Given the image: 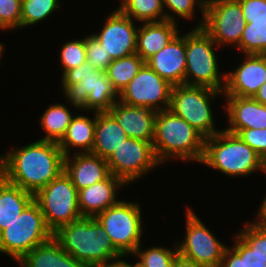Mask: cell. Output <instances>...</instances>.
Returning a JSON list of instances; mask_svg holds the SVG:
<instances>
[{"mask_svg":"<svg viewBox=\"0 0 266 267\" xmlns=\"http://www.w3.org/2000/svg\"><path fill=\"white\" fill-rule=\"evenodd\" d=\"M20 267H89L69 255L52 237L16 262Z\"/></svg>","mask_w":266,"mask_h":267,"instance_id":"24","label":"cell"},{"mask_svg":"<svg viewBox=\"0 0 266 267\" xmlns=\"http://www.w3.org/2000/svg\"><path fill=\"white\" fill-rule=\"evenodd\" d=\"M172 248L162 246H152L142 249V243L137 247L136 252L132 255L145 267H173V261L178 254L177 243L173 242Z\"/></svg>","mask_w":266,"mask_h":267,"instance_id":"33","label":"cell"},{"mask_svg":"<svg viewBox=\"0 0 266 267\" xmlns=\"http://www.w3.org/2000/svg\"><path fill=\"white\" fill-rule=\"evenodd\" d=\"M5 44H3V43H1L0 42V61H1V57L3 56V52L5 51L4 49H6L5 47L6 46H4Z\"/></svg>","mask_w":266,"mask_h":267,"instance_id":"46","label":"cell"},{"mask_svg":"<svg viewBox=\"0 0 266 267\" xmlns=\"http://www.w3.org/2000/svg\"><path fill=\"white\" fill-rule=\"evenodd\" d=\"M118 8L107 16L102 29L92 33L112 60L136 53L138 25Z\"/></svg>","mask_w":266,"mask_h":267,"instance_id":"15","label":"cell"},{"mask_svg":"<svg viewBox=\"0 0 266 267\" xmlns=\"http://www.w3.org/2000/svg\"><path fill=\"white\" fill-rule=\"evenodd\" d=\"M205 139L185 119L169 109L157 111L152 145L161 164L173 159L199 164L203 158Z\"/></svg>","mask_w":266,"mask_h":267,"instance_id":"3","label":"cell"},{"mask_svg":"<svg viewBox=\"0 0 266 267\" xmlns=\"http://www.w3.org/2000/svg\"><path fill=\"white\" fill-rule=\"evenodd\" d=\"M218 96H224L223 92L203 86L176 85L172 88L168 109L185 119L205 138L212 137L221 131L215 127L211 106Z\"/></svg>","mask_w":266,"mask_h":267,"instance_id":"7","label":"cell"},{"mask_svg":"<svg viewBox=\"0 0 266 267\" xmlns=\"http://www.w3.org/2000/svg\"><path fill=\"white\" fill-rule=\"evenodd\" d=\"M106 162L111 174L121 178L127 185L162 165L156 158L151 142L129 137L110 154Z\"/></svg>","mask_w":266,"mask_h":267,"instance_id":"13","label":"cell"},{"mask_svg":"<svg viewBox=\"0 0 266 267\" xmlns=\"http://www.w3.org/2000/svg\"><path fill=\"white\" fill-rule=\"evenodd\" d=\"M205 2L206 0H163L165 20L177 23L178 18H181L190 22L195 17V10L198 7L197 9L201 11L202 18L198 23H195V27H202L204 23Z\"/></svg>","mask_w":266,"mask_h":267,"instance_id":"32","label":"cell"},{"mask_svg":"<svg viewBox=\"0 0 266 267\" xmlns=\"http://www.w3.org/2000/svg\"><path fill=\"white\" fill-rule=\"evenodd\" d=\"M246 267H266V261H264L247 245H246Z\"/></svg>","mask_w":266,"mask_h":267,"instance_id":"41","label":"cell"},{"mask_svg":"<svg viewBox=\"0 0 266 267\" xmlns=\"http://www.w3.org/2000/svg\"><path fill=\"white\" fill-rule=\"evenodd\" d=\"M246 23L266 22V0H238Z\"/></svg>","mask_w":266,"mask_h":267,"instance_id":"40","label":"cell"},{"mask_svg":"<svg viewBox=\"0 0 266 267\" xmlns=\"http://www.w3.org/2000/svg\"><path fill=\"white\" fill-rule=\"evenodd\" d=\"M241 64L226 72L224 96L254 97L266 82V55L243 54Z\"/></svg>","mask_w":266,"mask_h":267,"instance_id":"16","label":"cell"},{"mask_svg":"<svg viewBox=\"0 0 266 267\" xmlns=\"http://www.w3.org/2000/svg\"><path fill=\"white\" fill-rule=\"evenodd\" d=\"M73 117L74 113L72 115L71 109L65 104L56 102L49 105L39 119V126L41 125L44 134L46 133L41 140L59 143Z\"/></svg>","mask_w":266,"mask_h":267,"instance_id":"27","label":"cell"},{"mask_svg":"<svg viewBox=\"0 0 266 267\" xmlns=\"http://www.w3.org/2000/svg\"><path fill=\"white\" fill-rule=\"evenodd\" d=\"M61 7L59 0H22L21 28L35 26Z\"/></svg>","mask_w":266,"mask_h":267,"instance_id":"30","label":"cell"},{"mask_svg":"<svg viewBox=\"0 0 266 267\" xmlns=\"http://www.w3.org/2000/svg\"><path fill=\"white\" fill-rule=\"evenodd\" d=\"M22 0H0V30H20Z\"/></svg>","mask_w":266,"mask_h":267,"instance_id":"36","label":"cell"},{"mask_svg":"<svg viewBox=\"0 0 266 267\" xmlns=\"http://www.w3.org/2000/svg\"><path fill=\"white\" fill-rule=\"evenodd\" d=\"M85 48L87 62L95 69L106 72L108 65L113 60L92 33L85 36Z\"/></svg>","mask_w":266,"mask_h":267,"instance_id":"37","label":"cell"},{"mask_svg":"<svg viewBox=\"0 0 266 267\" xmlns=\"http://www.w3.org/2000/svg\"><path fill=\"white\" fill-rule=\"evenodd\" d=\"M128 137L110 112H96L94 145L91 153L107 159Z\"/></svg>","mask_w":266,"mask_h":267,"instance_id":"25","label":"cell"},{"mask_svg":"<svg viewBox=\"0 0 266 267\" xmlns=\"http://www.w3.org/2000/svg\"><path fill=\"white\" fill-rule=\"evenodd\" d=\"M256 214V220L264 225H266V195L262 200V203L260 204L259 209L257 210Z\"/></svg>","mask_w":266,"mask_h":267,"instance_id":"44","label":"cell"},{"mask_svg":"<svg viewBox=\"0 0 266 267\" xmlns=\"http://www.w3.org/2000/svg\"><path fill=\"white\" fill-rule=\"evenodd\" d=\"M173 267H203L200 264H197L195 261L185 258L179 253L175 256L173 261Z\"/></svg>","mask_w":266,"mask_h":267,"instance_id":"42","label":"cell"},{"mask_svg":"<svg viewBox=\"0 0 266 267\" xmlns=\"http://www.w3.org/2000/svg\"><path fill=\"white\" fill-rule=\"evenodd\" d=\"M253 98L257 102L266 105V82L258 89Z\"/></svg>","mask_w":266,"mask_h":267,"instance_id":"45","label":"cell"},{"mask_svg":"<svg viewBox=\"0 0 266 267\" xmlns=\"http://www.w3.org/2000/svg\"><path fill=\"white\" fill-rule=\"evenodd\" d=\"M10 149L0 153V175L33 195L64 171L65 156L58 143L40 138Z\"/></svg>","mask_w":266,"mask_h":267,"instance_id":"1","label":"cell"},{"mask_svg":"<svg viewBox=\"0 0 266 267\" xmlns=\"http://www.w3.org/2000/svg\"><path fill=\"white\" fill-rule=\"evenodd\" d=\"M215 47L219 46L202 27H194L186 33V85L224 91L226 72H219Z\"/></svg>","mask_w":266,"mask_h":267,"instance_id":"6","label":"cell"},{"mask_svg":"<svg viewBox=\"0 0 266 267\" xmlns=\"http://www.w3.org/2000/svg\"><path fill=\"white\" fill-rule=\"evenodd\" d=\"M124 257H121L117 260H113L112 262H108V263H103V264H99L96 265L94 267H133V264L128 263Z\"/></svg>","mask_w":266,"mask_h":267,"instance_id":"43","label":"cell"},{"mask_svg":"<svg viewBox=\"0 0 266 267\" xmlns=\"http://www.w3.org/2000/svg\"><path fill=\"white\" fill-rule=\"evenodd\" d=\"M62 74L65 71L81 66L86 59L85 37L82 39L68 40L62 44L59 52Z\"/></svg>","mask_w":266,"mask_h":267,"instance_id":"35","label":"cell"},{"mask_svg":"<svg viewBox=\"0 0 266 267\" xmlns=\"http://www.w3.org/2000/svg\"><path fill=\"white\" fill-rule=\"evenodd\" d=\"M61 89L66 103L83 112H109L118 94L106 72L95 69L87 61L61 74Z\"/></svg>","mask_w":266,"mask_h":267,"instance_id":"4","label":"cell"},{"mask_svg":"<svg viewBox=\"0 0 266 267\" xmlns=\"http://www.w3.org/2000/svg\"><path fill=\"white\" fill-rule=\"evenodd\" d=\"M92 118L82 113L75 115L61 141L58 143L63 155L91 152L94 145L96 112ZM76 149V150H75ZM74 150V151H73Z\"/></svg>","mask_w":266,"mask_h":267,"instance_id":"23","label":"cell"},{"mask_svg":"<svg viewBox=\"0 0 266 267\" xmlns=\"http://www.w3.org/2000/svg\"><path fill=\"white\" fill-rule=\"evenodd\" d=\"M52 237L39 204L33 200L9 227L0 232V253L18 262Z\"/></svg>","mask_w":266,"mask_h":267,"instance_id":"8","label":"cell"},{"mask_svg":"<svg viewBox=\"0 0 266 267\" xmlns=\"http://www.w3.org/2000/svg\"><path fill=\"white\" fill-rule=\"evenodd\" d=\"M246 20L238 0H206L202 28L220 47H237Z\"/></svg>","mask_w":266,"mask_h":267,"instance_id":"12","label":"cell"},{"mask_svg":"<svg viewBox=\"0 0 266 267\" xmlns=\"http://www.w3.org/2000/svg\"><path fill=\"white\" fill-rule=\"evenodd\" d=\"M180 34L145 62L172 86L185 84L186 33Z\"/></svg>","mask_w":266,"mask_h":267,"instance_id":"17","label":"cell"},{"mask_svg":"<svg viewBox=\"0 0 266 267\" xmlns=\"http://www.w3.org/2000/svg\"><path fill=\"white\" fill-rule=\"evenodd\" d=\"M176 22H144L138 27L136 54L146 62L162 50L180 32Z\"/></svg>","mask_w":266,"mask_h":267,"instance_id":"22","label":"cell"},{"mask_svg":"<svg viewBox=\"0 0 266 267\" xmlns=\"http://www.w3.org/2000/svg\"><path fill=\"white\" fill-rule=\"evenodd\" d=\"M64 171L78 191L101 182L111 175L106 159L91 152L65 156Z\"/></svg>","mask_w":266,"mask_h":267,"instance_id":"19","label":"cell"},{"mask_svg":"<svg viewBox=\"0 0 266 267\" xmlns=\"http://www.w3.org/2000/svg\"><path fill=\"white\" fill-rule=\"evenodd\" d=\"M226 99L224 113H226L228 127L225 130L238 134L243 129L266 128V105L257 102L253 97L223 96Z\"/></svg>","mask_w":266,"mask_h":267,"instance_id":"18","label":"cell"},{"mask_svg":"<svg viewBox=\"0 0 266 267\" xmlns=\"http://www.w3.org/2000/svg\"><path fill=\"white\" fill-rule=\"evenodd\" d=\"M145 62L136 54L113 60L106 70L108 80L119 95L138 74Z\"/></svg>","mask_w":266,"mask_h":267,"instance_id":"29","label":"cell"},{"mask_svg":"<svg viewBox=\"0 0 266 267\" xmlns=\"http://www.w3.org/2000/svg\"><path fill=\"white\" fill-rule=\"evenodd\" d=\"M232 247L227 246L219 267H246V244L234 233Z\"/></svg>","mask_w":266,"mask_h":267,"instance_id":"38","label":"cell"},{"mask_svg":"<svg viewBox=\"0 0 266 267\" xmlns=\"http://www.w3.org/2000/svg\"><path fill=\"white\" fill-rule=\"evenodd\" d=\"M53 238L69 255L89 267L124 257L94 217L82 216L61 226Z\"/></svg>","mask_w":266,"mask_h":267,"instance_id":"2","label":"cell"},{"mask_svg":"<svg viewBox=\"0 0 266 267\" xmlns=\"http://www.w3.org/2000/svg\"><path fill=\"white\" fill-rule=\"evenodd\" d=\"M238 136L248 144L266 163V128L243 129Z\"/></svg>","mask_w":266,"mask_h":267,"instance_id":"39","label":"cell"},{"mask_svg":"<svg viewBox=\"0 0 266 267\" xmlns=\"http://www.w3.org/2000/svg\"><path fill=\"white\" fill-rule=\"evenodd\" d=\"M196 214L186 207L185 236L182 242H176L178 253L203 267H219L227 245L215 237Z\"/></svg>","mask_w":266,"mask_h":267,"instance_id":"11","label":"cell"},{"mask_svg":"<svg viewBox=\"0 0 266 267\" xmlns=\"http://www.w3.org/2000/svg\"><path fill=\"white\" fill-rule=\"evenodd\" d=\"M141 211L139 202L120 200L94 217L124 257L132 256L143 241L145 225Z\"/></svg>","mask_w":266,"mask_h":267,"instance_id":"9","label":"cell"},{"mask_svg":"<svg viewBox=\"0 0 266 267\" xmlns=\"http://www.w3.org/2000/svg\"><path fill=\"white\" fill-rule=\"evenodd\" d=\"M133 267H145L138 260L133 264Z\"/></svg>","mask_w":266,"mask_h":267,"instance_id":"47","label":"cell"},{"mask_svg":"<svg viewBox=\"0 0 266 267\" xmlns=\"http://www.w3.org/2000/svg\"><path fill=\"white\" fill-rule=\"evenodd\" d=\"M34 200V195L0 175V232L9 227Z\"/></svg>","mask_w":266,"mask_h":267,"instance_id":"26","label":"cell"},{"mask_svg":"<svg viewBox=\"0 0 266 267\" xmlns=\"http://www.w3.org/2000/svg\"><path fill=\"white\" fill-rule=\"evenodd\" d=\"M173 86L144 64L118 95L122 103L154 111L167 110Z\"/></svg>","mask_w":266,"mask_h":267,"instance_id":"14","label":"cell"},{"mask_svg":"<svg viewBox=\"0 0 266 267\" xmlns=\"http://www.w3.org/2000/svg\"><path fill=\"white\" fill-rule=\"evenodd\" d=\"M235 49L241 54L266 55V22L247 23Z\"/></svg>","mask_w":266,"mask_h":267,"instance_id":"31","label":"cell"},{"mask_svg":"<svg viewBox=\"0 0 266 267\" xmlns=\"http://www.w3.org/2000/svg\"><path fill=\"white\" fill-rule=\"evenodd\" d=\"M204 164L228 177L249 176L259 171L265 174L266 163L238 134L222 130L205 139Z\"/></svg>","mask_w":266,"mask_h":267,"instance_id":"5","label":"cell"},{"mask_svg":"<svg viewBox=\"0 0 266 267\" xmlns=\"http://www.w3.org/2000/svg\"><path fill=\"white\" fill-rule=\"evenodd\" d=\"M127 187L119 177L110 175L107 179L78 191L79 211L82 216L95 217L117 204L118 191Z\"/></svg>","mask_w":266,"mask_h":267,"instance_id":"20","label":"cell"},{"mask_svg":"<svg viewBox=\"0 0 266 267\" xmlns=\"http://www.w3.org/2000/svg\"><path fill=\"white\" fill-rule=\"evenodd\" d=\"M47 227L54 233L58 228L82 217L79 211L78 190L62 171L35 195Z\"/></svg>","mask_w":266,"mask_h":267,"instance_id":"10","label":"cell"},{"mask_svg":"<svg viewBox=\"0 0 266 267\" xmlns=\"http://www.w3.org/2000/svg\"><path fill=\"white\" fill-rule=\"evenodd\" d=\"M117 8L135 22L165 20L163 0H121Z\"/></svg>","mask_w":266,"mask_h":267,"instance_id":"28","label":"cell"},{"mask_svg":"<svg viewBox=\"0 0 266 267\" xmlns=\"http://www.w3.org/2000/svg\"><path fill=\"white\" fill-rule=\"evenodd\" d=\"M241 231L236 235L257 255L266 261V225L256 219L246 221Z\"/></svg>","mask_w":266,"mask_h":267,"instance_id":"34","label":"cell"},{"mask_svg":"<svg viewBox=\"0 0 266 267\" xmlns=\"http://www.w3.org/2000/svg\"><path fill=\"white\" fill-rule=\"evenodd\" d=\"M109 112L124 129L127 137L153 143L157 111L128 105L118 100Z\"/></svg>","mask_w":266,"mask_h":267,"instance_id":"21","label":"cell"}]
</instances>
